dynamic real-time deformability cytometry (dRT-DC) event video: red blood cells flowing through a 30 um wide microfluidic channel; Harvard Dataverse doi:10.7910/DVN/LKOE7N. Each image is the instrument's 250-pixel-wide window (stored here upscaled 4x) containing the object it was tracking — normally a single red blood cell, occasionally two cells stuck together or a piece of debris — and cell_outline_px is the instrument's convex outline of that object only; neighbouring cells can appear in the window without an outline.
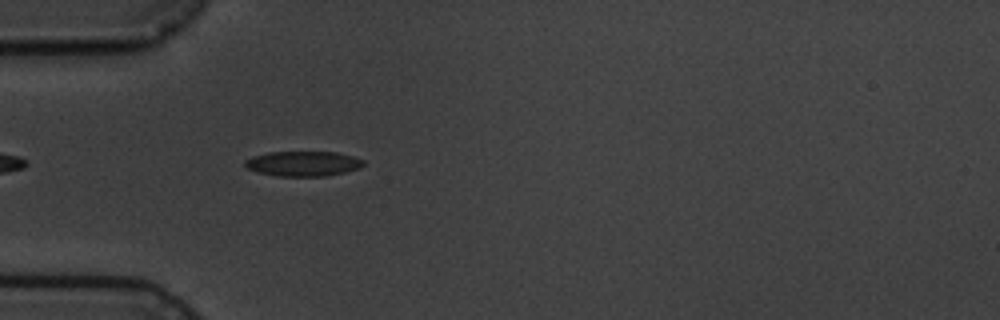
{"species": "common noctule bat (a hibernating species)", "species_latin": "Nyctalus noctula", "temperature_condition": "cold", "stored_images_in_passage": 5, "camera_frame_rate_fps": 3000, "um_per_image_px": 0.085, "animal": {"sex": "male", "body_mass_g": 19.5, "forearm_length_mm": 54.6}, "frame": {"image": 1, "passage_image": 5, "time_ms": 4.667, "image_size_px": [1000, 320], "cell_outline_px": [[364, 164], [360, 168], [328, 176], [276, 176], [260, 172], [248, 168], [244, 164], [244, 160], [252, 156], [268, 152], [336, 152], [352, 156], [364, 160]], "centroid_in_image_um": [25.77, 13.91], "position_along_channel_um": 59.2, "area_um2": 17.22}}